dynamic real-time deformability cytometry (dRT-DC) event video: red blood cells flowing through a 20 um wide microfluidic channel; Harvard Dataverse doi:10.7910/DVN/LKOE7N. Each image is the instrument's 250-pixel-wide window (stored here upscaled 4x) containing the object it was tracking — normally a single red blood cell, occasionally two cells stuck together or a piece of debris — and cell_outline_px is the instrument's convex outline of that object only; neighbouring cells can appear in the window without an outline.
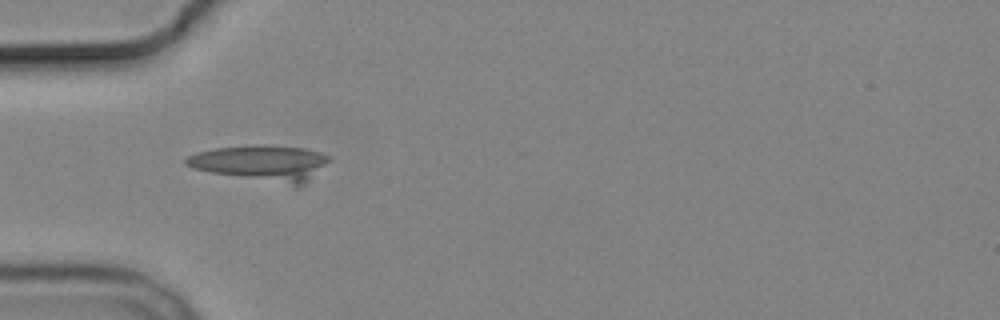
{"species": "common noctule bat (a hibernating species)", "species_latin": "Nyctalus noctula", "temperature_condition": "cold", "stored_images_in_passage": 5, "camera_frame_rate_fps": 3000, "um_per_image_px": 0.085, "animal": {"sex": "male", "body_mass_g": 19.2, "forearm_length_mm": 51.8}, "frame": {"image": 1, "passage_image": 5, "time_ms": 5.0, "image_size_px": [1000, 320], "cell_outline_px": [[332, 160], [300, 188], [296, 188], [212, 172], [192, 168], [184, 164], [184, 160], [188, 156], [196, 152], [216, 148], [252, 144], [264, 144], [304, 148], [320, 152], [328, 156]], "centroid_in_image_um": [22.27, 13.87], "position_along_channel_um": 62.7, "area_um2": 30.46}}